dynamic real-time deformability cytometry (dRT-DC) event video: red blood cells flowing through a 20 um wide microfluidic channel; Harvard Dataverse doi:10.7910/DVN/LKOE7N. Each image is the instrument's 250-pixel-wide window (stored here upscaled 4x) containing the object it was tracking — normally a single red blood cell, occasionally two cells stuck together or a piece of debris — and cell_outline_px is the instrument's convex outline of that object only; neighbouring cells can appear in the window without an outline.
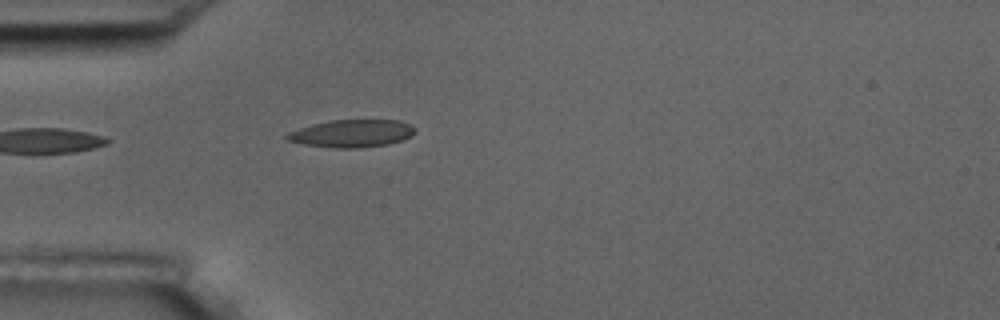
{"species": "common noctule bat (a hibernating species)", "species_latin": "Nyctalus noctula", "temperature_condition": "room temperature", "stored_images_in_passage": 17, "camera_frame_rate_fps": 3000, "um_per_image_px": 0.085, "animal": {"sex": "male", "body_mass_g": 17.5, "forearm_length_mm": 52.3}, "frame": {"image": 1, "passage_image": 1, "time_ms": 0.0, "image_size_px": [1000, 320], "cell_outline_px": [[416, 132], [412, 136], [388, 144], [360, 148], [336, 148], [304, 144], [288, 140], [284, 136], [288, 132], [312, 124], [328, 120], [396, 120], [408, 124], [416, 128]], "centroid_in_image_um": [29.91, 11.34], "position_along_channel_um": 55.1, "area_um2": 20.52}}
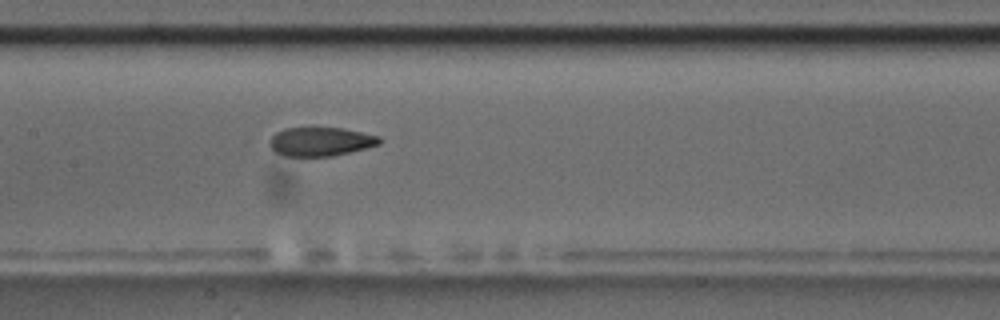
{"frame": {"image": 2, "passage_image": 12, "time_ms": 3.667, "image_size_px": [1000, 320], "cell_outline_px": [[380, 144], [332, 156], [284, 156], [276, 152], [268, 144], [268, 140], [276, 132], [284, 128], [312, 124], [340, 128], [380, 136]], "centroid_in_image_um": [27.17, 11.98], "position_along_channel_um": 180.2, "area_um2": 19.07}}